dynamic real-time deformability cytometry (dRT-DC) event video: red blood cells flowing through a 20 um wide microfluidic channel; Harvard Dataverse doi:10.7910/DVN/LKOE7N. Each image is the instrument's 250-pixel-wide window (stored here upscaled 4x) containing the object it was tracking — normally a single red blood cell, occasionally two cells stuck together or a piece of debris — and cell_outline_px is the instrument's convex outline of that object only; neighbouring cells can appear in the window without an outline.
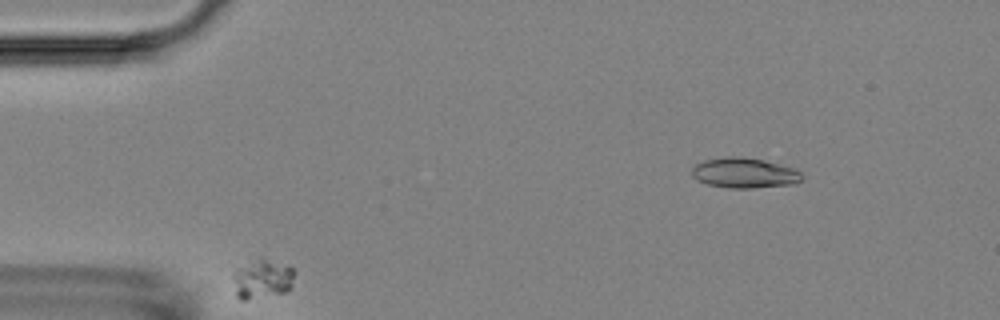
{"species": "Egyptian fruit bat (a non-hibernating species)", "species_latin": "Rousettus aegyptiacus", "temperature_condition": "room temperature", "stored_images_in_passage": 8, "camera_frame_rate_fps": 3000, "um_per_image_px": 0.085, "animal": {"sex": "female"}, "frame": {"image": 1, "passage_image": 3, "time_ms": 2.333, "image_size_px": [1000, 320], "cell_outline_px": [[296, 272], [292, 284], [288, 292], [244, 300], [240, 300], [236, 296], [232, 276], [236, 268], [260, 256], [264, 256], [292, 268]], "centroid_in_image_um": [22.29, 23.68], "position_along_channel_um": 62.7, "area_um2": 14.51}}
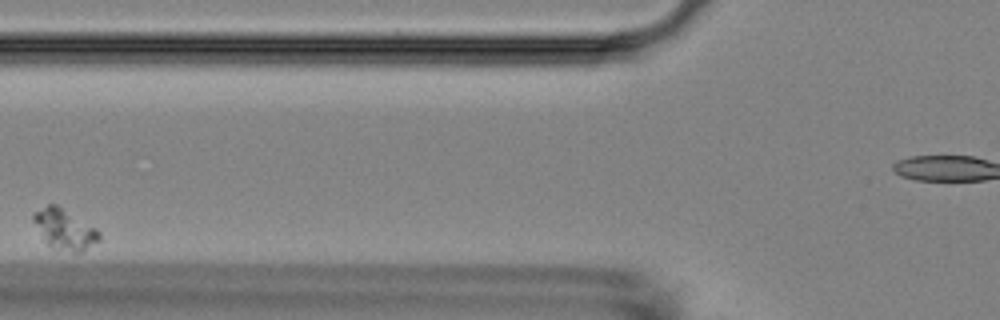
{"frame": {"image": 2, "passage_image": 5, "time_ms": 4.667, "image_size_px": [1000, 320], "cell_outline_px": [[100, 240], [84, 252], [72, 252], [48, 244], [32, 220], [32, 216], [36, 212], [48, 204], [56, 204], [96, 228], [100, 232]], "centroid_in_image_um": [5.54, 19.48], "position_along_channel_um": 120.3, "area_um2": 15.03}}
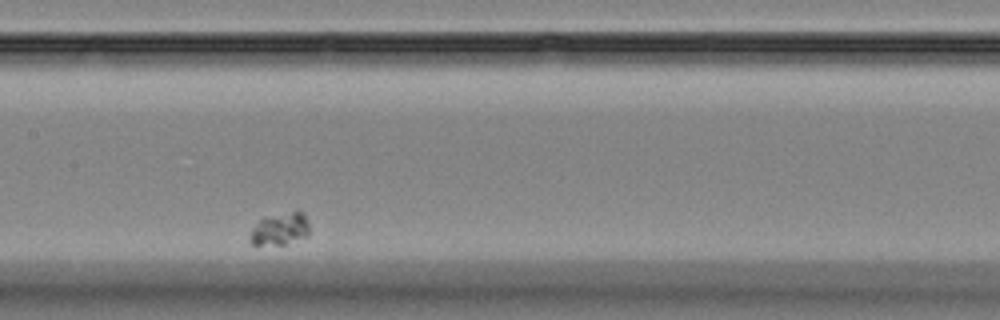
{"frame": {"image": 3, "passage_image": 7, "time_ms": 7.0, "image_size_px": [1000, 320], "cell_outline_px": [[308, 236], [284, 244], [252, 244], [248, 240], [252, 228], [260, 220], [292, 212], [300, 212], [308, 220]], "centroid_in_image_um": [23.79, 19.5], "position_along_channel_um": 183.6, "area_um2": 10.64}}